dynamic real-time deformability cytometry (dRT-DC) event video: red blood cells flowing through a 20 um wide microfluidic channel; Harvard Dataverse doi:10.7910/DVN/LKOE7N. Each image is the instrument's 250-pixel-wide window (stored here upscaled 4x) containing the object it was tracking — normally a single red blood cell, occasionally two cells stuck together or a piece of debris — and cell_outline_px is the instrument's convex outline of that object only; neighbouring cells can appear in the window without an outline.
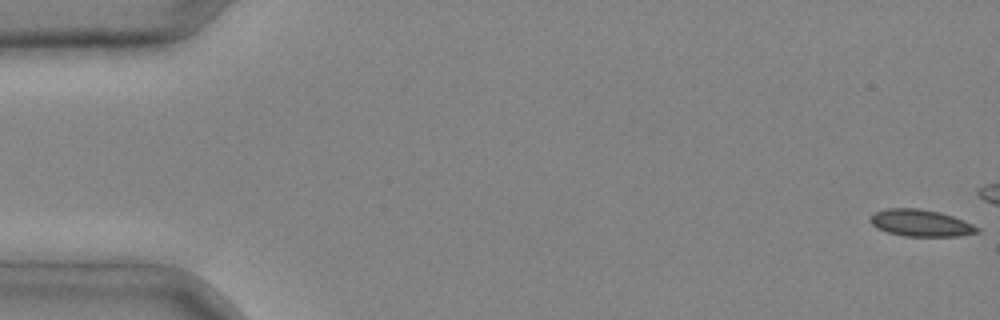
{"species": "common noctule bat (a hibernating species)", "species_latin": "Nyctalus noctula", "temperature_condition": "cold", "stored_images_in_passage": 5, "camera_frame_rate_fps": 3000, "um_per_image_px": 0.085, "animal": {"sex": "male", "body_mass_g": 20.4}, "frame": {"image": 1, "passage_image": 1, "time_ms": 0.0, "image_size_px": [1000, 320], "cell_outline_px": [[980, 232], [956, 236], [904, 236], [888, 232], [876, 228], [868, 220], [872, 212], [888, 208], [920, 208], [940, 212], [964, 220], [980, 228]], "centroid_in_image_um": [78.23, 18.94], "position_along_channel_um": 6.8, "area_um2": 16.88}}